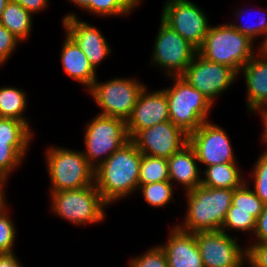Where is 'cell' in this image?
I'll use <instances>...</instances> for the list:
<instances>
[{"label": "cell", "instance_id": "cell-25", "mask_svg": "<svg viewBox=\"0 0 267 267\" xmlns=\"http://www.w3.org/2000/svg\"><path fill=\"white\" fill-rule=\"evenodd\" d=\"M162 181H169L167 159L142 154L139 186Z\"/></svg>", "mask_w": 267, "mask_h": 267}, {"label": "cell", "instance_id": "cell-6", "mask_svg": "<svg viewBox=\"0 0 267 267\" xmlns=\"http://www.w3.org/2000/svg\"><path fill=\"white\" fill-rule=\"evenodd\" d=\"M50 198V209L54 214L77 226L99 224L106 217L108 204L95 184L82 189L50 192Z\"/></svg>", "mask_w": 267, "mask_h": 267}, {"label": "cell", "instance_id": "cell-29", "mask_svg": "<svg viewBox=\"0 0 267 267\" xmlns=\"http://www.w3.org/2000/svg\"><path fill=\"white\" fill-rule=\"evenodd\" d=\"M6 200L0 204V254L13 253L16 240V226L7 212Z\"/></svg>", "mask_w": 267, "mask_h": 267}, {"label": "cell", "instance_id": "cell-41", "mask_svg": "<svg viewBox=\"0 0 267 267\" xmlns=\"http://www.w3.org/2000/svg\"><path fill=\"white\" fill-rule=\"evenodd\" d=\"M263 42H261L260 46L258 47L259 49L256 50V54H258L261 58L267 60V34L264 35L263 37Z\"/></svg>", "mask_w": 267, "mask_h": 267}, {"label": "cell", "instance_id": "cell-35", "mask_svg": "<svg viewBox=\"0 0 267 267\" xmlns=\"http://www.w3.org/2000/svg\"><path fill=\"white\" fill-rule=\"evenodd\" d=\"M246 262L250 267H267V242L246 246Z\"/></svg>", "mask_w": 267, "mask_h": 267}, {"label": "cell", "instance_id": "cell-42", "mask_svg": "<svg viewBox=\"0 0 267 267\" xmlns=\"http://www.w3.org/2000/svg\"><path fill=\"white\" fill-rule=\"evenodd\" d=\"M4 187H5V184L2 181H0V204L6 200L4 196L5 195Z\"/></svg>", "mask_w": 267, "mask_h": 267}, {"label": "cell", "instance_id": "cell-30", "mask_svg": "<svg viewBox=\"0 0 267 267\" xmlns=\"http://www.w3.org/2000/svg\"><path fill=\"white\" fill-rule=\"evenodd\" d=\"M256 225V218L251 215V212L234 211V206L231 204L227 212L225 221L222 225L221 231L228 232L229 230H236L240 233L254 232Z\"/></svg>", "mask_w": 267, "mask_h": 267}, {"label": "cell", "instance_id": "cell-22", "mask_svg": "<svg viewBox=\"0 0 267 267\" xmlns=\"http://www.w3.org/2000/svg\"><path fill=\"white\" fill-rule=\"evenodd\" d=\"M237 162L216 164L204 168V178H201V185L207 188H240L247 180L237 166Z\"/></svg>", "mask_w": 267, "mask_h": 267}, {"label": "cell", "instance_id": "cell-38", "mask_svg": "<svg viewBox=\"0 0 267 267\" xmlns=\"http://www.w3.org/2000/svg\"><path fill=\"white\" fill-rule=\"evenodd\" d=\"M0 267H23V265L13 252L0 254Z\"/></svg>", "mask_w": 267, "mask_h": 267}, {"label": "cell", "instance_id": "cell-23", "mask_svg": "<svg viewBox=\"0 0 267 267\" xmlns=\"http://www.w3.org/2000/svg\"><path fill=\"white\" fill-rule=\"evenodd\" d=\"M32 22V14L12 0L7 3L0 19V25L6 27L20 42L30 36Z\"/></svg>", "mask_w": 267, "mask_h": 267}, {"label": "cell", "instance_id": "cell-28", "mask_svg": "<svg viewBox=\"0 0 267 267\" xmlns=\"http://www.w3.org/2000/svg\"><path fill=\"white\" fill-rule=\"evenodd\" d=\"M248 185L245 182L240 188L234 189L232 205L234 211L251 212V215L257 219L263 210L264 203Z\"/></svg>", "mask_w": 267, "mask_h": 267}, {"label": "cell", "instance_id": "cell-14", "mask_svg": "<svg viewBox=\"0 0 267 267\" xmlns=\"http://www.w3.org/2000/svg\"><path fill=\"white\" fill-rule=\"evenodd\" d=\"M204 267H239L246 262L243 248L229 233L221 230L195 233Z\"/></svg>", "mask_w": 267, "mask_h": 267}, {"label": "cell", "instance_id": "cell-8", "mask_svg": "<svg viewBox=\"0 0 267 267\" xmlns=\"http://www.w3.org/2000/svg\"><path fill=\"white\" fill-rule=\"evenodd\" d=\"M140 82L134 78L115 77L101 83L97 78L88 93L101 107L99 115L117 117L127 121L140 93L146 86Z\"/></svg>", "mask_w": 267, "mask_h": 267}, {"label": "cell", "instance_id": "cell-4", "mask_svg": "<svg viewBox=\"0 0 267 267\" xmlns=\"http://www.w3.org/2000/svg\"><path fill=\"white\" fill-rule=\"evenodd\" d=\"M46 163L50 192L82 189L95 184V168L83 152L60 146L48 147Z\"/></svg>", "mask_w": 267, "mask_h": 267}, {"label": "cell", "instance_id": "cell-15", "mask_svg": "<svg viewBox=\"0 0 267 267\" xmlns=\"http://www.w3.org/2000/svg\"><path fill=\"white\" fill-rule=\"evenodd\" d=\"M130 140L142 154L168 159L188 143V134L168 120L139 130Z\"/></svg>", "mask_w": 267, "mask_h": 267}, {"label": "cell", "instance_id": "cell-34", "mask_svg": "<svg viewBox=\"0 0 267 267\" xmlns=\"http://www.w3.org/2000/svg\"><path fill=\"white\" fill-rule=\"evenodd\" d=\"M21 43L6 27L0 25V66L7 62Z\"/></svg>", "mask_w": 267, "mask_h": 267}, {"label": "cell", "instance_id": "cell-9", "mask_svg": "<svg viewBox=\"0 0 267 267\" xmlns=\"http://www.w3.org/2000/svg\"><path fill=\"white\" fill-rule=\"evenodd\" d=\"M196 54L194 46L160 20L150 63L162 68L169 78L181 76Z\"/></svg>", "mask_w": 267, "mask_h": 267}, {"label": "cell", "instance_id": "cell-40", "mask_svg": "<svg viewBox=\"0 0 267 267\" xmlns=\"http://www.w3.org/2000/svg\"><path fill=\"white\" fill-rule=\"evenodd\" d=\"M69 1L77 5L79 9L85 10L87 11V13L90 12L91 14V1L94 0H69Z\"/></svg>", "mask_w": 267, "mask_h": 267}, {"label": "cell", "instance_id": "cell-13", "mask_svg": "<svg viewBox=\"0 0 267 267\" xmlns=\"http://www.w3.org/2000/svg\"><path fill=\"white\" fill-rule=\"evenodd\" d=\"M188 143L206 167L237 161L228 133L209 120L188 135Z\"/></svg>", "mask_w": 267, "mask_h": 267}, {"label": "cell", "instance_id": "cell-20", "mask_svg": "<svg viewBox=\"0 0 267 267\" xmlns=\"http://www.w3.org/2000/svg\"><path fill=\"white\" fill-rule=\"evenodd\" d=\"M168 161L169 180L185 187V192L201 185V174L198 160L193 147L187 143L174 153Z\"/></svg>", "mask_w": 267, "mask_h": 267}, {"label": "cell", "instance_id": "cell-1", "mask_svg": "<svg viewBox=\"0 0 267 267\" xmlns=\"http://www.w3.org/2000/svg\"><path fill=\"white\" fill-rule=\"evenodd\" d=\"M142 153L129 140L95 168V185L109 205L133 194L139 187Z\"/></svg>", "mask_w": 267, "mask_h": 267}, {"label": "cell", "instance_id": "cell-5", "mask_svg": "<svg viewBox=\"0 0 267 267\" xmlns=\"http://www.w3.org/2000/svg\"><path fill=\"white\" fill-rule=\"evenodd\" d=\"M172 80V86L163 88L168 100L169 118L189 135L208 121L213 104L181 76H171Z\"/></svg>", "mask_w": 267, "mask_h": 267}, {"label": "cell", "instance_id": "cell-18", "mask_svg": "<svg viewBox=\"0 0 267 267\" xmlns=\"http://www.w3.org/2000/svg\"><path fill=\"white\" fill-rule=\"evenodd\" d=\"M165 244L160 245L167 257L168 267H204L195 233L181 230L176 225Z\"/></svg>", "mask_w": 267, "mask_h": 267}, {"label": "cell", "instance_id": "cell-17", "mask_svg": "<svg viewBox=\"0 0 267 267\" xmlns=\"http://www.w3.org/2000/svg\"><path fill=\"white\" fill-rule=\"evenodd\" d=\"M147 86L140 93L126 128L131 139L139 130L147 129L156 124L170 120L168 100L163 89L147 92Z\"/></svg>", "mask_w": 267, "mask_h": 267}, {"label": "cell", "instance_id": "cell-27", "mask_svg": "<svg viewBox=\"0 0 267 267\" xmlns=\"http://www.w3.org/2000/svg\"><path fill=\"white\" fill-rule=\"evenodd\" d=\"M141 2L142 0H94L91 1V14L101 17L126 16Z\"/></svg>", "mask_w": 267, "mask_h": 267}, {"label": "cell", "instance_id": "cell-37", "mask_svg": "<svg viewBox=\"0 0 267 267\" xmlns=\"http://www.w3.org/2000/svg\"><path fill=\"white\" fill-rule=\"evenodd\" d=\"M20 4L24 9L30 12L32 15L44 11L49 5L48 0H12ZM34 13V14H33Z\"/></svg>", "mask_w": 267, "mask_h": 267}, {"label": "cell", "instance_id": "cell-21", "mask_svg": "<svg viewBox=\"0 0 267 267\" xmlns=\"http://www.w3.org/2000/svg\"><path fill=\"white\" fill-rule=\"evenodd\" d=\"M60 54L66 74L89 90L97 79L96 70L83 51L67 34Z\"/></svg>", "mask_w": 267, "mask_h": 267}, {"label": "cell", "instance_id": "cell-33", "mask_svg": "<svg viewBox=\"0 0 267 267\" xmlns=\"http://www.w3.org/2000/svg\"><path fill=\"white\" fill-rule=\"evenodd\" d=\"M244 11H242L241 9L239 10L237 8V11L234 13L236 18H238L237 16L239 15H243ZM243 13V14H242ZM245 15V14H244ZM230 25L232 27H234L236 30H238L240 33L246 35L247 37H249L251 40L254 41V39L256 40L258 36H264L265 34H267V18L264 16H262L258 22H256L255 24H240L238 25V23H233Z\"/></svg>", "mask_w": 267, "mask_h": 267}, {"label": "cell", "instance_id": "cell-36", "mask_svg": "<svg viewBox=\"0 0 267 267\" xmlns=\"http://www.w3.org/2000/svg\"><path fill=\"white\" fill-rule=\"evenodd\" d=\"M253 236H255V241L257 240L254 243L267 242V204H264L261 214L256 219Z\"/></svg>", "mask_w": 267, "mask_h": 267}, {"label": "cell", "instance_id": "cell-11", "mask_svg": "<svg viewBox=\"0 0 267 267\" xmlns=\"http://www.w3.org/2000/svg\"><path fill=\"white\" fill-rule=\"evenodd\" d=\"M238 74L230 67L204 59L198 53L181 75L192 87L214 105L215 99L237 80Z\"/></svg>", "mask_w": 267, "mask_h": 267}, {"label": "cell", "instance_id": "cell-16", "mask_svg": "<svg viewBox=\"0 0 267 267\" xmlns=\"http://www.w3.org/2000/svg\"><path fill=\"white\" fill-rule=\"evenodd\" d=\"M62 25L67 34L83 51L93 68L97 66L109 56L111 47L105 37L95 26H91L85 21L78 19L76 13H68L64 15Z\"/></svg>", "mask_w": 267, "mask_h": 267}, {"label": "cell", "instance_id": "cell-3", "mask_svg": "<svg viewBox=\"0 0 267 267\" xmlns=\"http://www.w3.org/2000/svg\"><path fill=\"white\" fill-rule=\"evenodd\" d=\"M254 42L228 23L210 25L197 53L206 60L232 68L239 75L241 68L257 52L253 49Z\"/></svg>", "mask_w": 267, "mask_h": 267}, {"label": "cell", "instance_id": "cell-26", "mask_svg": "<svg viewBox=\"0 0 267 267\" xmlns=\"http://www.w3.org/2000/svg\"><path fill=\"white\" fill-rule=\"evenodd\" d=\"M138 190L141 191L146 203L155 208H162L165 207L166 204H170L175 189L172 182L169 180L140 185Z\"/></svg>", "mask_w": 267, "mask_h": 267}, {"label": "cell", "instance_id": "cell-44", "mask_svg": "<svg viewBox=\"0 0 267 267\" xmlns=\"http://www.w3.org/2000/svg\"><path fill=\"white\" fill-rule=\"evenodd\" d=\"M258 110H267V105L264 108L258 109Z\"/></svg>", "mask_w": 267, "mask_h": 267}, {"label": "cell", "instance_id": "cell-45", "mask_svg": "<svg viewBox=\"0 0 267 267\" xmlns=\"http://www.w3.org/2000/svg\"><path fill=\"white\" fill-rule=\"evenodd\" d=\"M244 263H245V262H243L239 267H245V266H244V265H245Z\"/></svg>", "mask_w": 267, "mask_h": 267}, {"label": "cell", "instance_id": "cell-12", "mask_svg": "<svg viewBox=\"0 0 267 267\" xmlns=\"http://www.w3.org/2000/svg\"><path fill=\"white\" fill-rule=\"evenodd\" d=\"M34 134L23 121L0 117V181L20 167Z\"/></svg>", "mask_w": 267, "mask_h": 267}, {"label": "cell", "instance_id": "cell-2", "mask_svg": "<svg viewBox=\"0 0 267 267\" xmlns=\"http://www.w3.org/2000/svg\"><path fill=\"white\" fill-rule=\"evenodd\" d=\"M234 189L198 186L186 192L187 210L181 230L196 233L221 230L232 204Z\"/></svg>", "mask_w": 267, "mask_h": 267}, {"label": "cell", "instance_id": "cell-39", "mask_svg": "<svg viewBox=\"0 0 267 267\" xmlns=\"http://www.w3.org/2000/svg\"><path fill=\"white\" fill-rule=\"evenodd\" d=\"M254 113H259V116H261L264 128L261 140L267 146V110H256ZM264 153H267V149H265Z\"/></svg>", "mask_w": 267, "mask_h": 267}, {"label": "cell", "instance_id": "cell-10", "mask_svg": "<svg viewBox=\"0 0 267 267\" xmlns=\"http://www.w3.org/2000/svg\"><path fill=\"white\" fill-rule=\"evenodd\" d=\"M160 19L197 50L210 26L205 12L190 0L165 1Z\"/></svg>", "mask_w": 267, "mask_h": 267}, {"label": "cell", "instance_id": "cell-32", "mask_svg": "<svg viewBox=\"0 0 267 267\" xmlns=\"http://www.w3.org/2000/svg\"><path fill=\"white\" fill-rule=\"evenodd\" d=\"M128 265V267H168V261L163 248L156 245L144 254L129 260Z\"/></svg>", "mask_w": 267, "mask_h": 267}, {"label": "cell", "instance_id": "cell-19", "mask_svg": "<svg viewBox=\"0 0 267 267\" xmlns=\"http://www.w3.org/2000/svg\"><path fill=\"white\" fill-rule=\"evenodd\" d=\"M245 78L247 109L255 112L267 105V60L255 54L240 70Z\"/></svg>", "mask_w": 267, "mask_h": 267}, {"label": "cell", "instance_id": "cell-31", "mask_svg": "<svg viewBox=\"0 0 267 267\" xmlns=\"http://www.w3.org/2000/svg\"><path fill=\"white\" fill-rule=\"evenodd\" d=\"M251 177L254 180V193L267 204V153L260 154L251 171Z\"/></svg>", "mask_w": 267, "mask_h": 267}, {"label": "cell", "instance_id": "cell-43", "mask_svg": "<svg viewBox=\"0 0 267 267\" xmlns=\"http://www.w3.org/2000/svg\"><path fill=\"white\" fill-rule=\"evenodd\" d=\"M9 1L10 0H0V19H1L2 13H3L4 9L6 8V5Z\"/></svg>", "mask_w": 267, "mask_h": 267}, {"label": "cell", "instance_id": "cell-7", "mask_svg": "<svg viewBox=\"0 0 267 267\" xmlns=\"http://www.w3.org/2000/svg\"><path fill=\"white\" fill-rule=\"evenodd\" d=\"M84 134L83 154L94 168L130 140L125 120L99 114L87 123Z\"/></svg>", "mask_w": 267, "mask_h": 267}, {"label": "cell", "instance_id": "cell-24", "mask_svg": "<svg viewBox=\"0 0 267 267\" xmlns=\"http://www.w3.org/2000/svg\"><path fill=\"white\" fill-rule=\"evenodd\" d=\"M26 108L27 96L21 88L0 87V117L23 121L31 129L27 118L23 115Z\"/></svg>", "mask_w": 267, "mask_h": 267}]
</instances>
